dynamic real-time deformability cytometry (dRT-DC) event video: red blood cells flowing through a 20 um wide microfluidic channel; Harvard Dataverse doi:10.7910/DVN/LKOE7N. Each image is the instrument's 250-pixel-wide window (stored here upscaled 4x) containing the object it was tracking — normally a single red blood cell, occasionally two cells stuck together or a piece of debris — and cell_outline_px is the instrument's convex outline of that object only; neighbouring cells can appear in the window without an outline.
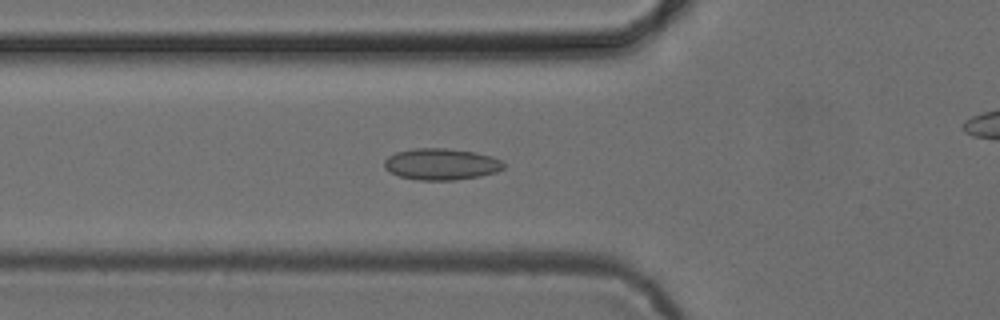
{"species": "common noctule bat (a hibernating species)", "species_latin": "Nyctalus noctula", "temperature_condition": "cold", "stored_images_in_passage": 53, "camera_frame_rate_fps": 3000, "um_per_image_px": 0.085, "animal": {"sex": "female", "body_mass_g": 24.6, "forearm_length_mm": 56.2}, "frame": {"image": 1, "passage_image": 18, "time_ms": 5.667, "image_size_px": [1000, 320], "cell_outline_px": [[504, 168], [496, 172], [480, 176], [456, 180], [420, 180], [400, 176], [384, 168], [384, 160], [388, 156], [396, 152], [412, 148], [448, 148], [472, 152], [492, 156], [500, 160], [504, 164]], "centroid_in_image_um": [37.5, 13.95], "position_along_channel_um": 88.3, "area_um2": 21.85}}
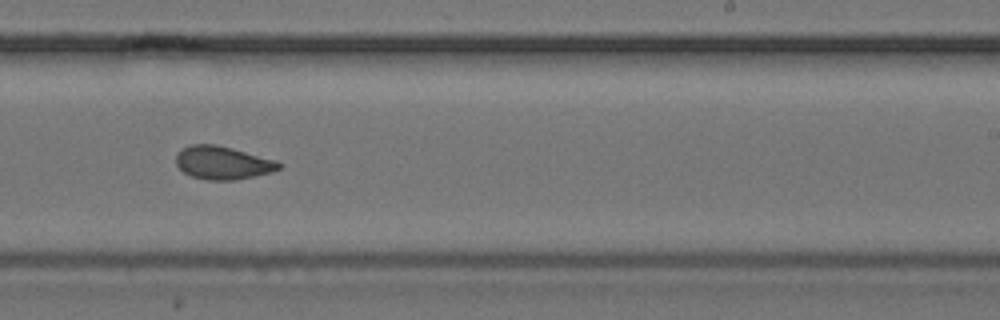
{"frame": {"image": 2, "passage_image": 32, "time_ms": 10.333, "image_size_px": [1000, 320], "cell_outline_px": [[284, 164], [280, 168], [272, 172], [236, 180], [208, 180], [192, 176], [184, 172], [176, 164], [176, 156], [184, 148], [192, 144], [216, 144], [232, 148], [276, 160]], "centroid_in_image_um": [18.97, 13.84], "position_along_channel_um": 270.0, "area_um2": 19.77}}
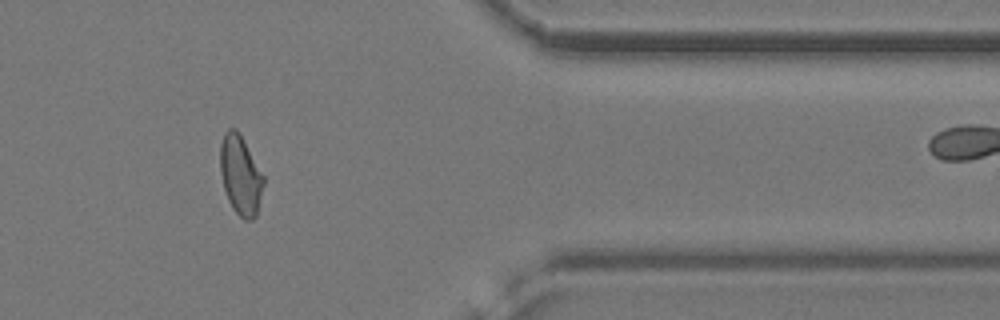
{"frame": {"image": 3, "passage_image": 43, "time_ms": 14.0, "image_size_px": [1000, 320], "cell_outline_px": [[264, 184], [256, 216], [252, 220], [244, 220], [232, 208], [228, 200], [224, 188], [220, 172], [220, 144], [224, 132], [228, 128], [236, 128], [264, 176]], "centroid_in_image_um": [20.43, 14.89], "position_along_channel_um": 391.0, "area_um2": 19.94}, "authors_computed_cell_mechanics": {"area_um2": 20.4612, "velocity_mm_per_s": 3.8768, "shape_relaxation_time_tau1_ms": null, "shape_relaxation_time_tau2_ms": 1.5934, "deformation_change_tau1": null, "deformation_change_tau2": 0.0779}}